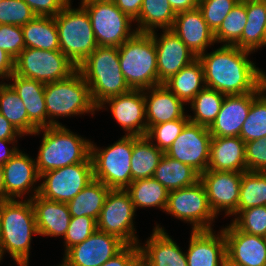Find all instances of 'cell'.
Masks as SVG:
<instances>
[{
    "label": "cell",
    "mask_w": 266,
    "mask_h": 266,
    "mask_svg": "<svg viewBox=\"0 0 266 266\" xmlns=\"http://www.w3.org/2000/svg\"><path fill=\"white\" fill-rule=\"evenodd\" d=\"M251 53L237 46L221 45L213 52L199 55L206 87L225 95L263 91L265 72L248 59Z\"/></svg>",
    "instance_id": "cell-1"
},
{
    "label": "cell",
    "mask_w": 266,
    "mask_h": 266,
    "mask_svg": "<svg viewBox=\"0 0 266 266\" xmlns=\"http://www.w3.org/2000/svg\"><path fill=\"white\" fill-rule=\"evenodd\" d=\"M32 234H37L31 200L6 199L0 212V249L8 252L18 266H28Z\"/></svg>",
    "instance_id": "cell-2"
},
{
    "label": "cell",
    "mask_w": 266,
    "mask_h": 266,
    "mask_svg": "<svg viewBox=\"0 0 266 266\" xmlns=\"http://www.w3.org/2000/svg\"><path fill=\"white\" fill-rule=\"evenodd\" d=\"M98 108L106 99L129 92L119 61L118 47L98 46L77 68Z\"/></svg>",
    "instance_id": "cell-3"
},
{
    "label": "cell",
    "mask_w": 266,
    "mask_h": 266,
    "mask_svg": "<svg viewBox=\"0 0 266 266\" xmlns=\"http://www.w3.org/2000/svg\"><path fill=\"white\" fill-rule=\"evenodd\" d=\"M44 131L36 158V168L41 175L46 171L84 162L90 156L91 141L73 133L63 125L38 129Z\"/></svg>",
    "instance_id": "cell-4"
},
{
    "label": "cell",
    "mask_w": 266,
    "mask_h": 266,
    "mask_svg": "<svg viewBox=\"0 0 266 266\" xmlns=\"http://www.w3.org/2000/svg\"><path fill=\"white\" fill-rule=\"evenodd\" d=\"M124 79L131 89L161 85L157 72V52L150 33L136 32L118 47Z\"/></svg>",
    "instance_id": "cell-5"
},
{
    "label": "cell",
    "mask_w": 266,
    "mask_h": 266,
    "mask_svg": "<svg viewBox=\"0 0 266 266\" xmlns=\"http://www.w3.org/2000/svg\"><path fill=\"white\" fill-rule=\"evenodd\" d=\"M44 98L46 103L49 127L62 125L55 117H70L91 113L97 110L90 95V89L82 74L76 70L67 79L45 84Z\"/></svg>",
    "instance_id": "cell-6"
},
{
    "label": "cell",
    "mask_w": 266,
    "mask_h": 266,
    "mask_svg": "<svg viewBox=\"0 0 266 266\" xmlns=\"http://www.w3.org/2000/svg\"><path fill=\"white\" fill-rule=\"evenodd\" d=\"M60 51L78 66L98 47L87 11L71 8V1L56 14Z\"/></svg>",
    "instance_id": "cell-7"
},
{
    "label": "cell",
    "mask_w": 266,
    "mask_h": 266,
    "mask_svg": "<svg viewBox=\"0 0 266 266\" xmlns=\"http://www.w3.org/2000/svg\"><path fill=\"white\" fill-rule=\"evenodd\" d=\"M132 151L133 135H124L103 149L91 142L90 157L94 179L110 189H126L132 182Z\"/></svg>",
    "instance_id": "cell-8"
},
{
    "label": "cell",
    "mask_w": 266,
    "mask_h": 266,
    "mask_svg": "<svg viewBox=\"0 0 266 266\" xmlns=\"http://www.w3.org/2000/svg\"><path fill=\"white\" fill-rule=\"evenodd\" d=\"M81 6L89 14L98 46L119 47L137 32L131 28L134 20L114 1H81Z\"/></svg>",
    "instance_id": "cell-9"
},
{
    "label": "cell",
    "mask_w": 266,
    "mask_h": 266,
    "mask_svg": "<svg viewBox=\"0 0 266 266\" xmlns=\"http://www.w3.org/2000/svg\"><path fill=\"white\" fill-rule=\"evenodd\" d=\"M76 70L61 51L25 48L15 59L14 73L47 84L67 79Z\"/></svg>",
    "instance_id": "cell-10"
},
{
    "label": "cell",
    "mask_w": 266,
    "mask_h": 266,
    "mask_svg": "<svg viewBox=\"0 0 266 266\" xmlns=\"http://www.w3.org/2000/svg\"><path fill=\"white\" fill-rule=\"evenodd\" d=\"M165 212L192 224V231L213 230L211 225L216 218L200 180L191 186L169 191Z\"/></svg>",
    "instance_id": "cell-11"
},
{
    "label": "cell",
    "mask_w": 266,
    "mask_h": 266,
    "mask_svg": "<svg viewBox=\"0 0 266 266\" xmlns=\"http://www.w3.org/2000/svg\"><path fill=\"white\" fill-rule=\"evenodd\" d=\"M39 195L45 199L68 203L93 180V165L89 156L84 162L59 169L46 171L40 175Z\"/></svg>",
    "instance_id": "cell-12"
},
{
    "label": "cell",
    "mask_w": 266,
    "mask_h": 266,
    "mask_svg": "<svg viewBox=\"0 0 266 266\" xmlns=\"http://www.w3.org/2000/svg\"><path fill=\"white\" fill-rule=\"evenodd\" d=\"M135 211L125 189H110L97 219V229L118 237L126 245L138 244L133 223Z\"/></svg>",
    "instance_id": "cell-13"
},
{
    "label": "cell",
    "mask_w": 266,
    "mask_h": 266,
    "mask_svg": "<svg viewBox=\"0 0 266 266\" xmlns=\"http://www.w3.org/2000/svg\"><path fill=\"white\" fill-rule=\"evenodd\" d=\"M211 140L207 127L188 122L164 154L201 174L207 170Z\"/></svg>",
    "instance_id": "cell-14"
},
{
    "label": "cell",
    "mask_w": 266,
    "mask_h": 266,
    "mask_svg": "<svg viewBox=\"0 0 266 266\" xmlns=\"http://www.w3.org/2000/svg\"><path fill=\"white\" fill-rule=\"evenodd\" d=\"M241 178V172L206 170L200 174L209 206L216 217L222 210L227 216L237 211Z\"/></svg>",
    "instance_id": "cell-15"
},
{
    "label": "cell",
    "mask_w": 266,
    "mask_h": 266,
    "mask_svg": "<svg viewBox=\"0 0 266 266\" xmlns=\"http://www.w3.org/2000/svg\"><path fill=\"white\" fill-rule=\"evenodd\" d=\"M126 244L118 237L96 229L86 240L64 252L70 266H101Z\"/></svg>",
    "instance_id": "cell-16"
},
{
    "label": "cell",
    "mask_w": 266,
    "mask_h": 266,
    "mask_svg": "<svg viewBox=\"0 0 266 266\" xmlns=\"http://www.w3.org/2000/svg\"><path fill=\"white\" fill-rule=\"evenodd\" d=\"M109 104L116 122L127 132L126 135L146 136V108L144 92L141 89H131L129 92L106 99L98 108Z\"/></svg>",
    "instance_id": "cell-17"
},
{
    "label": "cell",
    "mask_w": 266,
    "mask_h": 266,
    "mask_svg": "<svg viewBox=\"0 0 266 266\" xmlns=\"http://www.w3.org/2000/svg\"><path fill=\"white\" fill-rule=\"evenodd\" d=\"M160 37L154 31L151 36L157 52L158 80L163 84L171 76L197 59L191 50L170 29L162 31Z\"/></svg>",
    "instance_id": "cell-18"
},
{
    "label": "cell",
    "mask_w": 266,
    "mask_h": 266,
    "mask_svg": "<svg viewBox=\"0 0 266 266\" xmlns=\"http://www.w3.org/2000/svg\"><path fill=\"white\" fill-rule=\"evenodd\" d=\"M3 170L5 199L21 198L30 191L34 192V195L29 196L30 199L39 194L40 185L33 186L40 180L35 159L19 150L3 165ZM32 188L34 189L31 190Z\"/></svg>",
    "instance_id": "cell-19"
},
{
    "label": "cell",
    "mask_w": 266,
    "mask_h": 266,
    "mask_svg": "<svg viewBox=\"0 0 266 266\" xmlns=\"http://www.w3.org/2000/svg\"><path fill=\"white\" fill-rule=\"evenodd\" d=\"M222 231L230 261L245 266H266V237L240 231L232 223Z\"/></svg>",
    "instance_id": "cell-20"
},
{
    "label": "cell",
    "mask_w": 266,
    "mask_h": 266,
    "mask_svg": "<svg viewBox=\"0 0 266 266\" xmlns=\"http://www.w3.org/2000/svg\"><path fill=\"white\" fill-rule=\"evenodd\" d=\"M262 91L242 95H225L216 119L208 128L212 137H239L252 101Z\"/></svg>",
    "instance_id": "cell-21"
},
{
    "label": "cell",
    "mask_w": 266,
    "mask_h": 266,
    "mask_svg": "<svg viewBox=\"0 0 266 266\" xmlns=\"http://www.w3.org/2000/svg\"><path fill=\"white\" fill-rule=\"evenodd\" d=\"M170 30L197 57L202 53H206V48L216 42L214 32L207 25L198 7L177 13Z\"/></svg>",
    "instance_id": "cell-22"
},
{
    "label": "cell",
    "mask_w": 266,
    "mask_h": 266,
    "mask_svg": "<svg viewBox=\"0 0 266 266\" xmlns=\"http://www.w3.org/2000/svg\"><path fill=\"white\" fill-rule=\"evenodd\" d=\"M212 230L191 232L186 253L188 266H223L226 257V240L221 230L214 235Z\"/></svg>",
    "instance_id": "cell-23"
},
{
    "label": "cell",
    "mask_w": 266,
    "mask_h": 266,
    "mask_svg": "<svg viewBox=\"0 0 266 266\" xmlns=\"http://www.w3.org/2000/svg\"><path fill=\"white\" fill-rule=\"evenodd\" d=\"M143 92L147 131L156 124L188 118L184 112V102L163 84L143 89Z\"/></svg>",
    "instance_id": "cell-24"
},
{
    "label": "cell",
    "mask_w": 266,
    "mask_h": 266,
    "mask_svg": "<svg viewBox=\"0 0 266 266\" xmlns=\"http://www.w3.org/2000/svg\"><path fill=\"white\" fill-rule=\"evenodd\" d=\"M140 244V257L147 266H188L186 253L159 225L155 226L146 244Z\"/></svg>",
    "instance_id": "cell-25"
},
{
    "label": "cell",
    "mask_w": 266,
    "mask_h": 266,
    "mask_svg": "<svg viewBox=\"0 0 266 266\" xmlns=\"http://www.w3.org/2000/svg\"><path fill=\"white\" fill-rule=\"evenodd\" d=\"M245 148L240 137H212L207 170L246 172Z\"/></svg>",
    "instance_id": "cell-26"
},
{
    "label": "cell",
    "mask_w": 266,
    "mask_h": 266,
    "mask_svg": "<svg viewBox=\"0 0 266 266\" xmlns=\"http://www.w3.org/2000/svg\"><path fill=\"white\" fill-rule=\"evenodd\" d=\"M30 200L34 207L38 235L64 237L71 219L67 203L48 200L39 194Z\"/></svg>",
    "instance_id": "cell-27"
},
{
    "label": "cell",
    "mask_w": 266,
    "mask_h": 266,
    "mask_svg": "<svg viewBox=\"0 0 266 266\" xmlns=\"http://www.w3.org/2000/svg\"><path fill=\"white\" fill-rule=\"evenodd\" d=\"M9 85L19 95L27 110L29 120L38 128L49 127L47 121L46 103L44 98L45 84L21 77L13 73L9 78Z\"/></svg>",
    "instance_id": "cell-28"
},
{
    "label": "cell",
    "mask_w": 266,
    "mask_h": 266,
    "mask_svg": "<svg viewBox=\"0 0 266 266\" xmlns=\"http://www.w3.org/2000/svg\"><path fill=\"white\" fill-rule=\"evenodd\" d=\"M247 23L241 36V49L255 52L266 46V6L264 0H245Z\"/></svg>",
    "instance_id": "cell-29"
},
{
    "label": "cell",
    "mask_w": 266,
    "mask_h": 266,
    "mask_svg": "<svg viewBox=\"0 0 266 266\" xmlns=\"http://www.w3.org/2000/svg\"><path fill=\"white\" fill-rule=\"evenodd\" d=\"M21 28L25 48L60 51L58 30L54 17L36 16Z\"/></svg>",
    "instance_id": "cell-30"
},
{
    "label": "cell",
    "mask_w": 266,
    "mask_h": 266,
    "mask_svg": "<svg viewBox=\"0 0 266 266\" xmlns=\"http://www.w3.org/2000/svg\"><path fill=\"white\" fill-rule=\"evenodd\" d=\"M153 178L168 191L191 186L200 180V174L191 166L164 154L153 174Z\"/></svg>",
    "instance_id": "cell-31"
},
{
    "label": "cell",
    "mask_w": 266,
    "mask_h": 266,
    "mask_svg": "<svg viewBox=\"0 0 266 266\" xmlns=\"http://www.w3.org/2000/svg\"><path fill=\"white\" fill-rule=\"evenodd\" d=\"M163 85L184 103H190L206 87L202 63L197 58L178 73L171 76Z\"/></svg>",
    "instance_id": "cell-32"
},
{
    "label": "cell",
    "mask_w": 266,
    "mask_h": 266,
    "mask_svg": "<svg viewBox=\"0 0 266 266\" xmlns=\"http://www.w3.org/2000/svg\"><path fill=\"white\" fill-rule=\"evenodd\" d=\"M164 152L159 150L146 136L133 135L131 158L132 182L153 177Z\"/></svg>",
    "instance_id": "cell-33"
},
{
    "label": "cell",
    "mask_w": 266,
    "mask_h": 266,
    "mask_svg": "<svg viewBox=\"0 0 266 266\" xmlns=\"http://www.w3.org/2000/svg\"><path fill=\"white\" fill-rule=\"evenodd\" d=\"M0 113L22 136L32 135L38 130L29 120L27 110L19 95L5 82L0 84Z\"/></svg>",
    "instance_id": "cell-34"
},
{
    "label": "cell",
    "mask_w": 266,
    "mask_h": 266,
    "mask_svg": "<svg viewBox=\"0 0 266 266\" xmlns=\"http://www.w3.org/2000/svg\"><path fill=\"white\" fill-rule=\"evenodd\" d=\"M109 191V187L94 179L67 203L71 217L89 216L97 221Z\"/></svg>",
    "instance_id": "cell-35"
},
{
    "label": "cell",
    "mask_w": 266,
    "mask_h": 266,
    "mask_svg": "<svg viewBox=\"0 0 266 266\" xmlns=\"http://www.w3.org/2000/svg\"><path fill=\"white\" fill-rule=\"evenodd\" d=\"M176 13L168 0H143L139 15L134 19L138 24L137 32L150 33L157 27L171 29ZM155 28V29H154Z\"/></svg>",
    "instance_id": "cell-36"
},
{
    "label": "cell",
    "mask_w": 266,
    "mask_h": 266,
    "mask_svg": "<svg viewBox=\"0 0 266 266\" xmlns=\"http://www.w3.org/2000/svg\"><path fill=\"white\" fill-rule=\"evenodd\" d=\"M125 190L129 193L135 210L138 207H158L165 211L169 191L153 177L135 180Z\"/></svg>",
    "instance_id": "cell-37"
},
{
    "label": "cell",
    "mask_w": 266,
    "mask_h": 266,
    "mask_svg": "<svg viewBox=\"0 0 266 266\" xmlns=\"http://www.w3.org/2000/svg\"><path fill=\"white\" fill-rule=\"evenodd\" d=\"M225 94L215 89L205 87L191 101L190 108L194 116H189V122L209 128L216 119Z\"/></svg>",
    "instance_id": "cell-38"
},
{
    "label": "cell",
    "mask_w": 266,
    "mask_h": 266,
    "mask_svg": "<svg viewBox=\"0 0 266 266\" xmlns=\"http://www.w3.org/2000/svg\"><path fill=\"white\" fill-rule=\"evenodd\" d=\"M257 206H266V172H243L237 211L233 215Z\"/></svg>",
    "instance_id": "cell-39"
},
{
    "label": "cell",
    "mask_w": 266,
    "mask_h": 266,
    "mask_svg": "<svg viewBox=\"0 0 266 266\" xmlns=\"http://www.w3.org/2000/svg\"><path fill=\"white\" fill-rule=\"evenodd\" d=\"M247 23L245 0L239 1L222 21L214 33L216 42L223 45L237 46L241 49V36Z\"/></svg>",
    "instance_id": "cell-40"
},
{
    "label": "cell",
    "mask_w": 266,
    "mask_h": 266,
    "mask_svg": "<svg viewBox=\"0 0 266 266\" xmlns=\"http://www.w3.org/2000/svg\"><path fill=\"white\" fill-rule=\"evenodd\" d=\"M239 137L245 143L266 137V88L252 101Z\"/></svg>",
    "instance_id": "cell-41"
},
{
    "label": "cell",
    "mask_w": 266,
    "mask_h": 266,
    "mask_svg": "<svg viewBox=\"0 0 266 266\" xmlns=\"http://www.w3.org/2000/svg\"><path fill=\"white\" fill-rule=\"evenodd\" d=\"M189 122L188 118L176 119L173 121L153 125L146 134V137L154 144L159 150L164 153L169 149L175 139L180 135L184 126Z\"/></svg>",
    "instance_id": "cell-42"
},
{
    "label": "cell",
    "mask_w": 266,
    "mask_h": 266,
    "mask_svg": "<svg viewBox=\"0 0 266 266\" xmlns=\"http://www.w3.org/2000/svg\"><path fill=\"white\" fill-rule=\"evenodd\" d=\"M238 216L232 220V224L238 230L251 235L266 237V206L241 210Z\"/></svg>",
    "instance_id": "cell-43"
},
{
    "label": "cell",
    "mask_w": 266,
    "mask_h": 266,
    "mask_svg": "<svg viewBox=\"0 0 266 266\" xmlns=\"http://www.w3.org/2000/svg\"><path fill=\"white\" fill-rule=\"evenodd\" d=\"M36 17L24 0H2L0 2V24L23 26Z\"/></svg>",
    "instance_id": "cell-44"
},
{
    "label": "cell",
    "mask_w": 266,
    "mask_h": 266,
    "mask_svg": "<svg viewBox=\"0 0 266 266\" xmlns=\"http://www.w3.org/2000/svg\"><path fill=\"white\" fill-rule=\"evenodd\" d=\"M238 2L239 0H199L198 8L207 25L215 33Z\"/></svg>",
    "instance_id": "cell-45"
},
{
    "label": "cell",
    "mask_w": 266,
    "mask_h": 266,
    "mask_svg": "<svg viewBox=\"0 0 266 266\" xmlns=\"http://www.w3.org/2000/svg\"><path fill=\"white\" fill-rule=\"evenodd\" d=\"M97 229V221L89 216L71 217L64 238L65 252L86 240Z\"/></svg>",
    "instance_id": "cell-46"
},
{
    "label": "cell",
    "mask_w": 266,
    "mask_h": 266,
    "mask_svg": "<svg viewBox=\"0 0 266 266\" xmlns=\"http://www.w3.org/2000/svg\"><path fill=\"white\" fill-rule=\"evenodd\" d=\"M0 48L16 59L25 49L21 26L0 24Z\"/></svg>",
    "instance_id": "cell-47"
},
{
    "label": "cell",
    "mask_w": 266,
    "mask_h": 266,
    "mask_svg": "<svg viewBox=\"0 0 266 266\" xmlns=\"http://www.w3.org/2000/svg\"><path fill=\"white\" fill-rule=\"evenodd\" d=\"M247 171L266 172V137L246 142Z\"/></svg>",
    "instance_id": "cell-48"
},
{
    "label": "cell",
    "mask_w": 266,
    "mask_h": 266,
    "mask_svg": "<svg viewBox=\"0 0 266 266\" xmlns=\"http://www.w3.org/2000/svg\"><path fill=\"white\" fill-rule=\"evenodd\" d=\"M36 16L55 17L71 0H24Z\"/></svg>",
    "instance_id": "cell-49"
},
{
    "label": "cell",
    "mask_w": 266,
    "mask_h": 266,
    "mask_svg": "<svg viewBox=\"0 0 266 266\" xmlns=\"http://www.w3.org/2000/svg\"><path fill=\"white\" fill-rule=\"evenodd\" d=\"M140 257L139 244L126 245L101 266H131Z\"/></svg>",
    "instance_id": "cell-50"
},
{
    "label": "cell",
    "mask_w": 266,
    "mask_h": 266,
    "mask_svg": "<svg viewBox=\"0 0 266 266\" xmlns=\"http://www.w3.org/2000/svg\"><path fill=\"white\" fill-rule=\"evenodd\" d=\"M114 3L134 20L140 13L143 0H114Z\"/></svg>",
    "instance_id": "cell-51"
},
{
    "label": "cell",
    "mask_w": 266,
    "mask_h": 266,
    "mask_svg": "<svg viewBox=\"0 0 266 266\" xmlns=\"http://www.w3.org/2000/svg\"><path fill=\"white\" fill-rule=\"evenodd\" d=\"M15 70V59L0 48V78L8 79Z\"/></svg>",
    "instance_id": "cell-52"
},
{
    "label": "cell",
    "mask_w": 266,
    "mask_h": 266,
    "mask_svg": "<svg viewBox=\"0 0 266 266\" xmlns=\"http://www.w3.org/2000/svg\"><path fill=\"white\" fill-rule=\"evenodd\" d=\"M22 135L12 126V124L0 113V139L16 140Z\"/></svg>",
    "instance_id": "cell-53"
},
{
    "label": "cell",
    "mask_w": 266,
    "mask_h": 266,
    "mask_svg": "<svg viewBox=\"0 0 266 266\" xmlns=\"http://www.w3.org/2000/svg\"><path fill=\"white\" fill-rule=\"evenodd\" d=\"M15 141L17 142V140H2L0 139V147H2V149H0V165H4L6 162H8L18 151L19 149L17 147H15ZM11 144L14 145L12 148H7L8 146H6V144Z\"/></svg>",
    "instance_id": "cell-54"
},
{
    "label": "cell",
    "mask_w": 266,
    "mask_h": 266,
    "mask_svg": "<svg viewBox=\"0 0 266 266\" xmlns=\"http://www.w3.org/2000/svg\"><path fill=\"white\" fill-rule=\"evenodd\" d=\"M174 12L180 13L198 7L199 0H168Z\"/></svg>",
    "instance_id": "cell-55"
},
{
    "label": "cell",
    "mask_w": 266,
    "mask_h": 266,
    "mask_svg": "<svg viewBox=\"0 0 266 266\" xmlns=\"http://www.w3.org/2000/svg\"><path fill=\"white\" fill-rule=\"evenodd\" d=\"M0 197L4 198V170L2 165H0Z\"/></svg>",
    "instance_id": "cell-56"
},
{
    "label": "cell",
    "mask_w": 266,
    "mask_h": 266,
    "mask_svg": "<svg viewBox=\"0 0 266 266\" xmlns=\"http://www.w3.org/2000/svg\"><path fill=\"white\" fill-rule=\"evenodd\" d=\"M223 266H245V265H241V264L232 262L227 257H225L224 262H223Z\"/></svg>",
    "instance_id": "cell-57"
},
{
    "label": "cell",
    "mask_w": 266,
    "mask_h": 266,
    "mask_svg": "<svg viewBox=\"0 0 266 266\" xmlns=\"http://www.w3.org/2000/svg\"><path fill=\"white\" fill-rule=\"evenodd\" d=\"M131 266H147V264L141 257H139Z\"/></svg>",
    "instance_id": "cell-58"
},
{
    "label": "cell",
    "mask_w": 266,
    "mask_h": 266,
    "mask_svg": "<svg viewBox=\"0 0 266 266\" xmlns=\"http://www.w3.org/2000/svg\"><path fill=\"white\" fill-rule=\"evenodd\" d=\"M58 266H70V264H69L68 261L63 257L62 264H60V265H58Z\"/></svg>",
    "instance_id": "cell-59"
},
{
    "label": "cell",
    "mask_w": 266,
    "mask_h": 266,
    "mask_svg": "<svg viewBox=\"0 0 266 266\" xmlns=\"http://www.w3.org/2000/svg\"><path fill=\"white\" fill-rule=\"evenodd\" d=\"M5 198H3V197H0V212H1V209H2V205H3V203L5 202Z\"/></svg>",
    "instance_id": "cell-60"
},
{
    "label": "cell",
    "mask_w": 266,
    "mask_h": 266,
    "mask_svg": "<svg viewBox=\"0 0 266 266\" xmlns=\"http://www.w3.org/2000/svg\"><path fill=\"white\" fill-rule=\"evenodd\" d=\"M81 1H114V0H81Z\"/></svg>",
    "instance_id": "cell-61"
},
{
    "label": "cell",
    "mask_w": 266,
    "mask_h": 266,
    "mask_svg": "<svg viewBox=\"0 0 266 266\" xmlns=\"http://www.w3.org/2000/svg\"><path fill=\"white\" fill-rule=\"evenodd\" d=\"M1 259H3V255H2L1 249H0V261H1Z\"/></svg>",
    "instance_id": "cell-62"
}]
</instances>
